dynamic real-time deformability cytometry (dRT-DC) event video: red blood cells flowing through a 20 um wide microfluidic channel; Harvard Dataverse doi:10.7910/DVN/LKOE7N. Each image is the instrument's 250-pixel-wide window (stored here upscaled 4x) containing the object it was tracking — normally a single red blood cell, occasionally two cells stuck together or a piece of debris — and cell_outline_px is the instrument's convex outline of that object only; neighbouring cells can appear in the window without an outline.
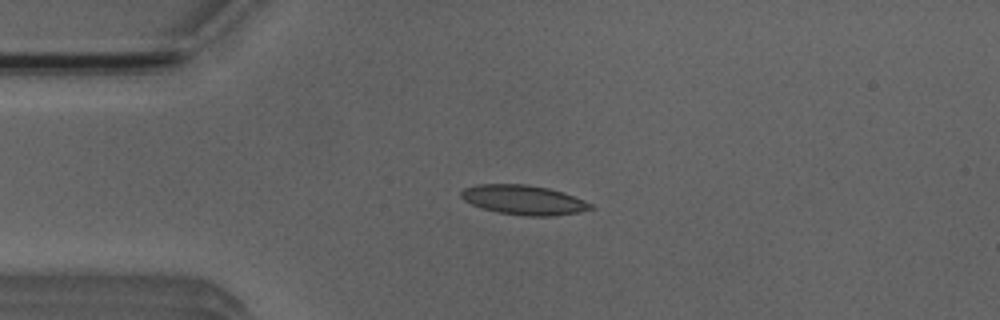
{"species": "Egyptian fruit bat (a non-hibernating species)", "species_latin": "Rousettus aegyptiacus", "temperature_condition": "room temperature", "stored_images_in_passage": 4, "camera_frame_rate_fps": 3000, "um_per_image_px": 0.085, "animal": {"sex": "male"}, "frame": {"image": 1, "passage_image": 3, "time_ms": 2.333, "image_size_px": [1000, 320], "cell_outline_px": [[596, 208], [580, 212], [552, 216], [524, 216], [496, 212], [472, 204], [464, 200], [460, 196], [460, 192], [464, 188], [476, 184], [528, 184], [548, 188], [584, 200], [592, 204]], "centroid_in_image_um": [44.51, 16.99], "position_along_channel_um": 40.5, "area_um2": 22.31}}